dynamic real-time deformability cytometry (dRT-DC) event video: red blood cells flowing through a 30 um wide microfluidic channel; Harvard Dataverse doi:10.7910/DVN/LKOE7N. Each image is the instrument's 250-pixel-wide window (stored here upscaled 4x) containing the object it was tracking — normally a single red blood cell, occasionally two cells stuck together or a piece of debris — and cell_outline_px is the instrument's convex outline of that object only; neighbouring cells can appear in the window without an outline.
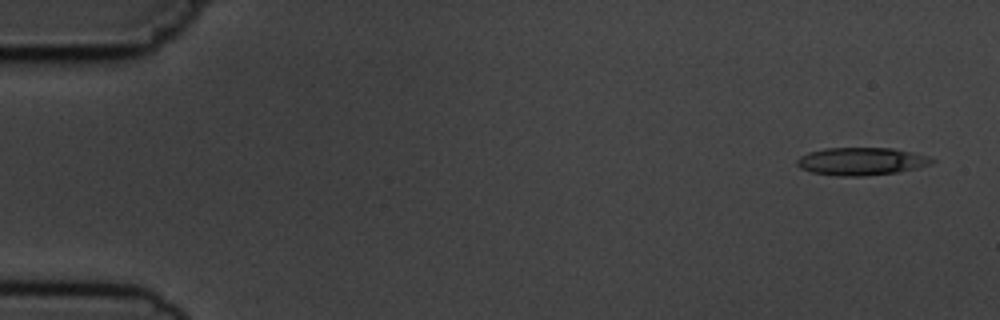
{"species": "common noctule bat (a hibernating species)", "species_latin": "Nyctalus noctula", "temperature_condition": "cold", "stored_images_in_passage": 4, "camera_frame_rate_fps": 3000, "um_per_image_px": 0.085, "animal": {"sex": "male", "body_mass_g": 19.5, "forearm_length_mm": 54.6}, "frame": {"image": 1, "passage_image": 1, "time_ms": 0.0, "image_size_px": [1000, 320], "cell_outline_px": [[936, 160], [928, 164], [916, 168], [896, 172], [864, 176], [840, 176], [812, 172], [800, 168], [796, 164], [796, 160], [800, 156], [808, 152], [824, 148], [892, 148], [928, 156]], "centroid_in_image_um": [73.16, 13.71], "position_along_channel_um": 11.8, "area_um2": 21.62}}
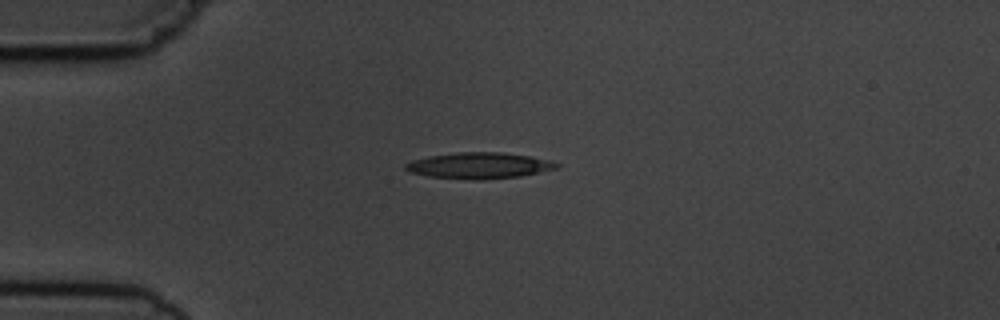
{"frame": {"image": 2, "passage_image": 4, "time_ms": 3.667, "image_size_px": [1000, 320], "cell_outline_px": [[560, 164], [556, 168], [520, 176], [484, 180], [476, 180], [428, 176], [408, 172], [404, 168], [404, 164], [412, 160], [428, 156], [460, 152], [500, 152], [532, 156], [552, 160]], "centroid_in_image_um": [40.71, 14.07], "position_along_channel_um": 44.3, "area_um2": 23.06}}